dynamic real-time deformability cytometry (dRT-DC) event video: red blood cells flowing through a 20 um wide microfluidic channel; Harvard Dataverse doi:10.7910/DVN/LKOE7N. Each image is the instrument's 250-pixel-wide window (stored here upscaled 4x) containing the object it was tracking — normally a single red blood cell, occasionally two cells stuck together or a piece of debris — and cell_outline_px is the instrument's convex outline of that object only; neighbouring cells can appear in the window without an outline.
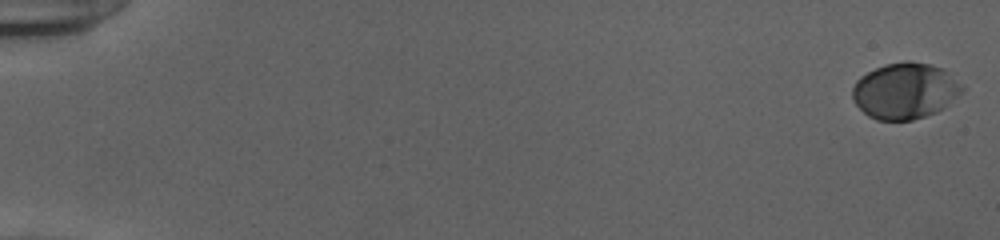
{"species": "human", "species_latin": "Homo sapiens", "temperature_condition": "cold", "stored_images_in_passage": 54, "camera_frame_rate_fps": 3000, "um_per_image_px": 0.085, "donor": {"sex": "female"}, "frame": {"image": 1, "passage_image": 1, "time_ms": 0.0, "image_size_px": [1000, 240], "cell_outline_px": [[964, 88], [944, 108], [936, 112], [912, 120], [876, 120], [868, 116], [852, 100], [852, 88], [856, 80], [860, 76], [884, 64], [904, 60], [908, 60], [928, 64], [944, 68]], "centroid_in_image_um": [76.89, 7.71], "position_along_channel_um": 8.1, "area_um2": 35.78}}
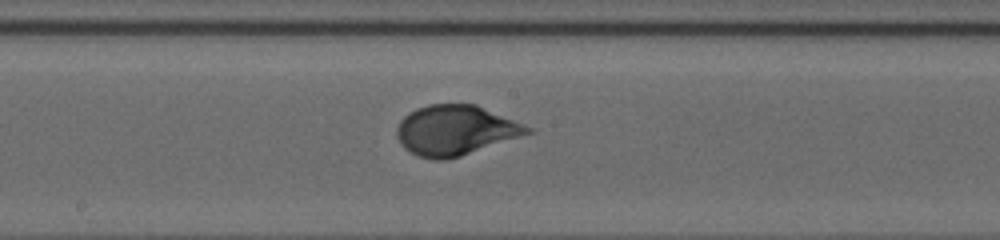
{"frame": {"image": 2, "passage_image": 31, "time_ms": 10.0, "image_size_px": [1000, 240], "cell_outline_px": [[536, 132], [460, 156], [444, 160], [436, 160], [420, 156], [404, 148], [400, 144], [396, 136], [396, 128], [400, 120], [408, 112], [416, 108], [428, 104], [476, 104], [532, 128]], "centroid_in_image_um": [38.7, 11.07], "position_along_channel_um": 209.5, "area_um2": 38.09}}
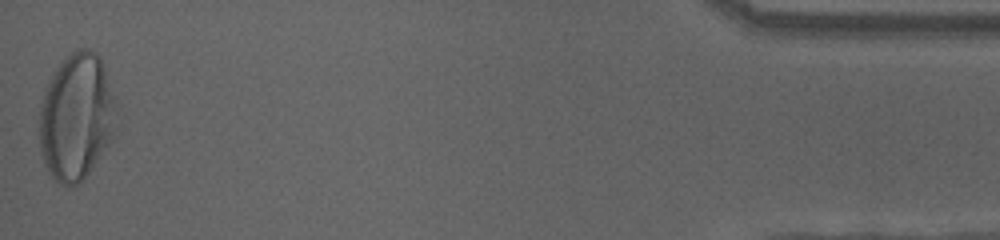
{"frame": {"image": 3, "passage_image": 54, "time_ms": 17.667, "image_size_px": [1000, 240], "cell_outline_px": [[116, 104], [112, 136], [108, 144], [80, 184], [72, 188], [68, 188], [60, 184], [52, 176], [44, 164], [40, 152], [40, 104], [48, 80], [56, 68], [72, 52], [80, 48], [88, 48], [96, 52], [100, 56], [104, 64], [116, 96]], "centroid_in_image_um": [6.49, 9.93], "position_along_channel_um": 428.7, "area_um2": 57.11}, "authors_computed_cell_mechanics": {"area_um2": 36.6163, "velocity_mm_per_s": 3.9031, "shape_relaxation_time_tau1_ms": 4.2564, "shape_relaxation_time_tau2_ms": null, "deformation_change_tau1": 0.1902, "deformation_change_tau2": null}}